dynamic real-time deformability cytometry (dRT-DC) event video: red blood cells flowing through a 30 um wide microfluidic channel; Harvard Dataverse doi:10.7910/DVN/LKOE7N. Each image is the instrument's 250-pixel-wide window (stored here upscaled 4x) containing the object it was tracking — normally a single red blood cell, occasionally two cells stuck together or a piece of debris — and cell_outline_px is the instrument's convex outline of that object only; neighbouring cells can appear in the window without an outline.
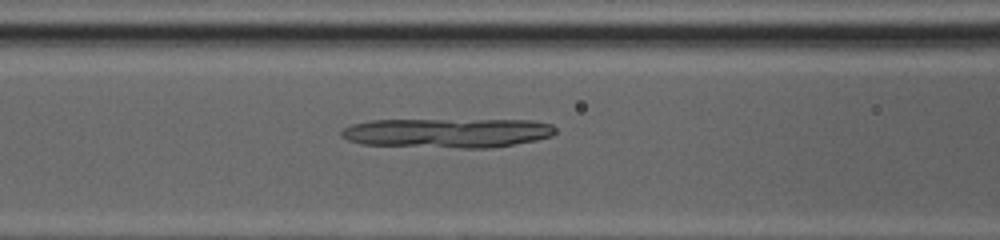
{"species": "common noctule bat (a hibernating species)", "species_latin": "Nyctalus noctula", "temperature_condition": "cold", "stored_images_in_passage": 51, "camera_frame_rate_fps": 3000, "um_per_image_px": 0.085, "animal": {"sex": "female", "body_mass_g": 20.0, "forearm_length_mm": 54.0}, "frame": {"image": 1, "passage_image": 24, "time_ms": 7.667, "image_size_px": [1000, 240], "cell_outline_px": [[556, 132], [552, 136], [536, 140], [492, 148], [460, 148], [360, 144], [348, 140], [340, 136], [340, 132], [344, 128], [352, 124], [372, 120], [532, 120], [552, 124], [556, 128]], "centroid_in_image_um": [38.05, 11.3], "position_along_channel_um": 128.6, "area_um2": 36.93}}
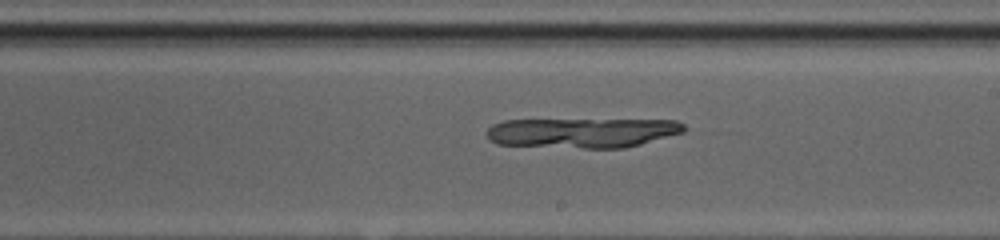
{"frame": {"image": 2, "passage_image": 32, "time_ms": 10.333, "image_size_px": [1000, 240], "cell_outline_px": [[688, 128], [684, 132], [640, 144], [624, 148], [584, 148], [496, 144], [488, 140], [484, 132], [492, 124], [504, 120], [676, 120], [684, 124]], "centroid_in_image_um": [49.46, 11.28], "position_along_channel_um": 239.5, "area_um2": 34.45}}
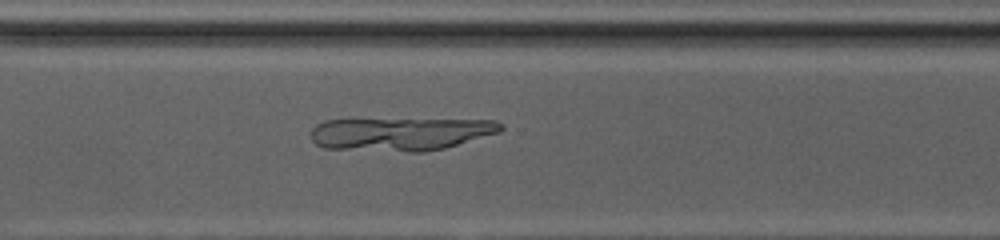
{"frame": {"image": 3, "passage_image": 39, "time_ms": 12.667, "image_size_px": [1000, 240], "cell_outline_px": [[504, 128], [500, 132], [444, 148], [424, 152], [408, 152], [324, 148], [316, 144], [312, 140], [312, 128], [316, 124], [324, 120], [496, 120], [504, 124]], "centroid_in_image_um": [34.05, 11.39], "position_along_channel_um": 336.5, "area_um2": 36.36}}